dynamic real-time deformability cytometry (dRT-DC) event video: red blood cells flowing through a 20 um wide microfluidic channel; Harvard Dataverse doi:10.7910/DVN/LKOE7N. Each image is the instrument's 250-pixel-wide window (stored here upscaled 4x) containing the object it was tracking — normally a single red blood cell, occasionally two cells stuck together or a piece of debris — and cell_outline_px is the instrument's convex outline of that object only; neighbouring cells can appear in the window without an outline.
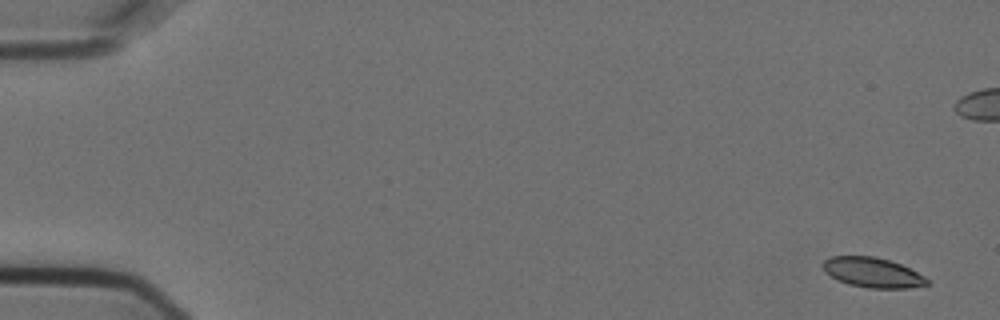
{"species": "Egyptian fruit bat (a non-hibernating species)", "species_latin": "Rousettus aegyptiacus", "temperature_condition": "cold", "stored_images_in_passage": 6, "camera_frame_rate_fps": 3000, "um_per_image_px": 0.085, "animal": {"sex": "female"}, "frame": {"image": 1, "passage_image": 1, "time_ms": 0.0, "image_size_px": [1000, 320], "cell_outline_px": [[928, 284], [908, 288], [868, 288], [848, 284], [824, 272], [824, 260], [832, 256], [876, 256], [900, 264], [924, 276], [928, 280]], "centroid_in_image_um": [74.16, 23.16], "position_along_channel_um": 10.8, "area_um2": 17.86}}
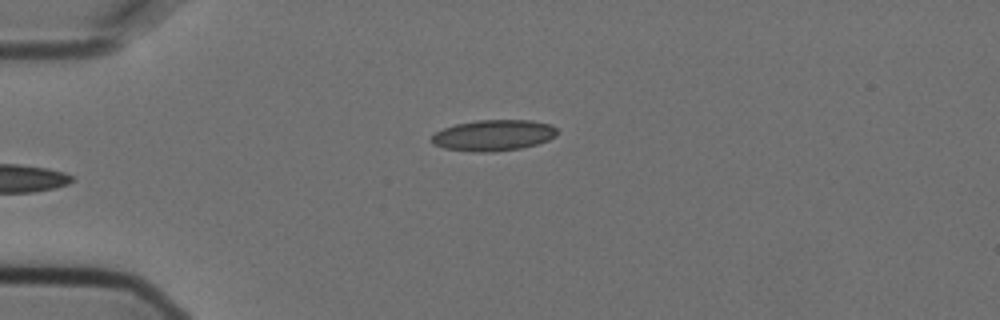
{"frame": {"image": 2, "passage_image": 6, "time_ms": 1.667, "image_size_px": [1000, 320], "cell_outline_px": [[556, 136], [548, 140], [536, 144], [520, 148], [492, 152], [472, 152], [444, 148], [432, 144], [432, 136], [436, 132], [444, 128], [456, 124], [476, 120], [532, 120], [552, 124], [556, 128]], "centroid_in_image_um": [41.95, 11.5], "position_along_channel_um": 43.1, "area_um2": 22.72}}